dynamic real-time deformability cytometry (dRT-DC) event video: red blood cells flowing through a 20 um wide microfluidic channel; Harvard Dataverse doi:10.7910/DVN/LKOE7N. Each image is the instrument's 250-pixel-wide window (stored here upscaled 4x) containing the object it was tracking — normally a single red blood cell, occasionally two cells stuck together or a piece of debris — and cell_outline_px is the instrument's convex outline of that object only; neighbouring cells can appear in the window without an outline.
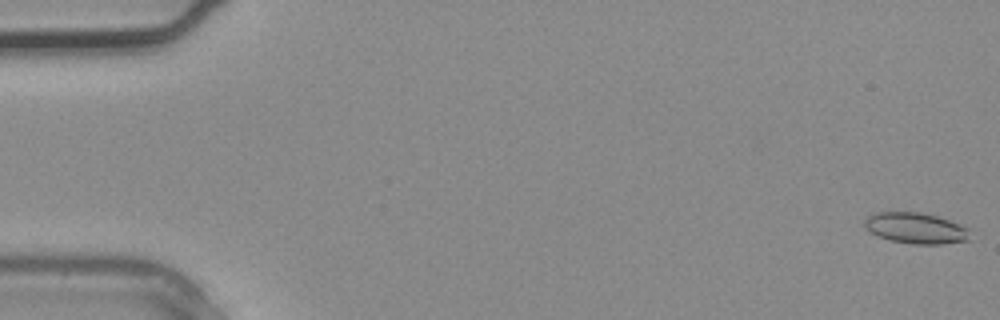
{"species": "common noctule bat (a hibernating species)", "species_latin": "Nyctalus noctula", "temperature_condition": "warm", "stored_images_in_passage": 2, "camera_frame_rate_fps": 3000, "um_per_image_px": 0.085, "animal": {"sex": "male", "body_mass_g": 20.4}, "frame": {"image": 1, "passage_image": 1, "time_ms": 0.0, "image_size_px": [1000, 320], "cell_outline_px": [[968, 240], [944, 244], [912, 244], [892, 240], [880, 236], [864, 228], [864, 220], [868, 216], [876, 212], [920, 212], [936, 216], [960, 224], [968, 228]], "centroid_in_image_um": [77.83, 19.39], "position_along_channel_um": 7.2, "area_um2": 18.79}}